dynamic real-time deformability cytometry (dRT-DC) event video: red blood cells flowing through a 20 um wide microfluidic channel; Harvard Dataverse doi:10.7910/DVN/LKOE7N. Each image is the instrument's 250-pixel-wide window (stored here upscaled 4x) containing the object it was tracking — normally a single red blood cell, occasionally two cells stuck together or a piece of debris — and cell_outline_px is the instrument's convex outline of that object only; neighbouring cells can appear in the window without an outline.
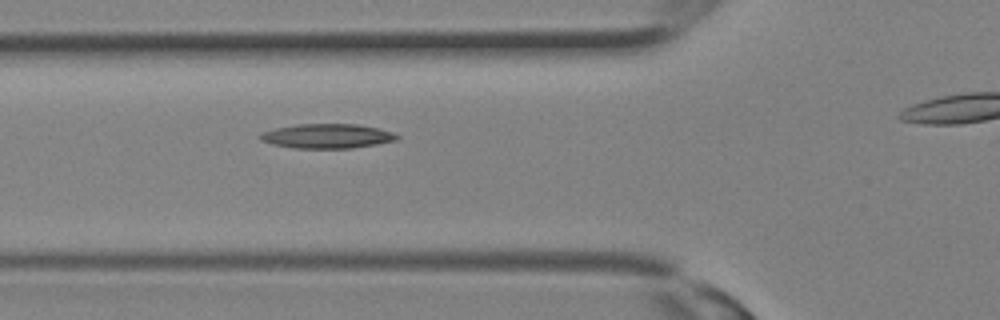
{"species": "Egyptian fruit bat (a non-hibernating species)", "species_latin": "Rousettus aegyptiacus", "temperature_condition": "room temperature", "stored_images_in_passage": 3, "camera_frame_rate_fps": 3000, "um_per_image_px": 0.085, "animal": {"sex": "female"}, "frame": {"image": 1, "passage_image": 2, "time_ms": 0.333, "image_size_px": [1000, 320], "cell_outline_px": [[400, 136], [396, 140], [376, 144], [352, 148], [296, 148], [272, 144], [260, 140], [260, 136], [264, 132], [276, 128], [296, 124], [356, 124], [380, 128], [392, 132]], "centroid_in_image_um": [27.84, 11.56], "position_along_channel_um": 98.0, "area_um2": 19.36}}